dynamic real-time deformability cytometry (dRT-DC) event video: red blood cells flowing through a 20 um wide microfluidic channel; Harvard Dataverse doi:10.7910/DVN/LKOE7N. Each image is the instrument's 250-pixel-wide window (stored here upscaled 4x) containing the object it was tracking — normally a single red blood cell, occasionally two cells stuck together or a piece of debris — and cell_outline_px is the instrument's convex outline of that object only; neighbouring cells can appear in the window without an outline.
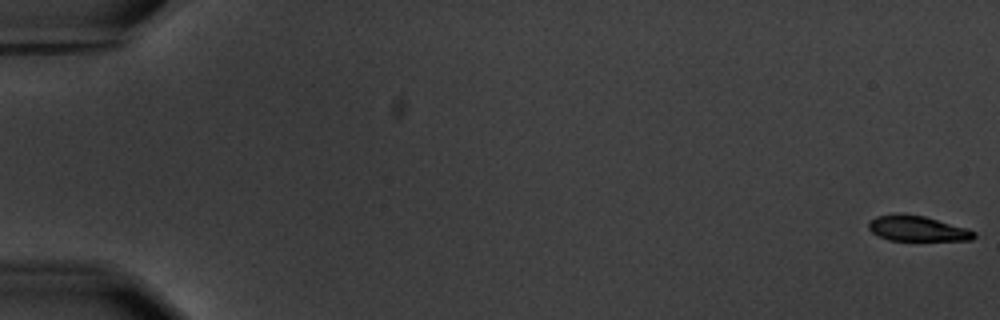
{"species": "common noctule bat (a hibernating species)", "species_latin": "Nyctalus noctula", "temperature_condition": "warm", "stored_images_in_passage": 5, "camera_frame_rate_fps": 3000, "um_per_image_px": 0.085, "animal": {"sex": "male", "body_mass_g": 20.1, "forearm_length_mm": 53.5}, "frame": {"image": 1, "passage_image": 1, "time_ms": 0.0, "image_size_px": [1000, 320], "cell_outline_px": [[976, 236], [972, 240], [888, 240], [872, 232], [868, 228], [868, 224], [876, 216], [900, 212], [924, 216], [968, 228], [976, 232]], "centroid_in_image_um": [77.98, 19.41], "position_along_channel_um": 7.0, "area_um2": 15.66}}